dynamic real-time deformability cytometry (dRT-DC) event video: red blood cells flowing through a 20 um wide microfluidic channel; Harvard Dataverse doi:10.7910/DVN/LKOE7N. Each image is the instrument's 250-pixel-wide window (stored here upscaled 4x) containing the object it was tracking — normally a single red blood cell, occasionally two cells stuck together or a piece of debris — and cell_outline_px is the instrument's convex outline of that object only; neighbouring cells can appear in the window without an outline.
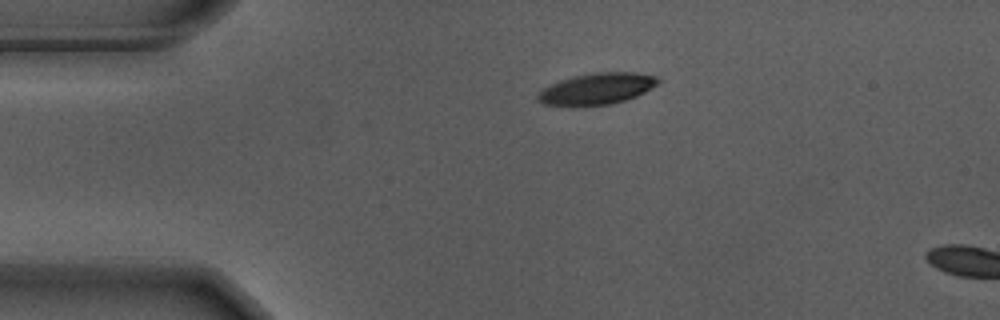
{"species": "Egyptian fruit bat (a non-hibernating species)", "species_latin": "Rousettus aegyptiacus", "temperature_condition": "warm", "stored_images_in_passage": 4, "camera_frame_rate_fps": 3000, "um_per_image_px": 0.085, "animal": {"sex": "male"}, "frame": {"image": 1, "passage_image": 1, "time_ms": 0.0, "image_size_px": [1000, 320], "cell_outline_px": [[660, 84], [636, 96], [612, 104], [576, 108], [544, 104], [536, 100], [536, 96], [544, 88], [560, 80], [576, 76], [596, 72], [636, 72], [656, 76], [660, 80]], "centroid_in_image_um": [50.73, 7.58], "position_along_channel_um": 34.3, "area_um2": 22.43}}